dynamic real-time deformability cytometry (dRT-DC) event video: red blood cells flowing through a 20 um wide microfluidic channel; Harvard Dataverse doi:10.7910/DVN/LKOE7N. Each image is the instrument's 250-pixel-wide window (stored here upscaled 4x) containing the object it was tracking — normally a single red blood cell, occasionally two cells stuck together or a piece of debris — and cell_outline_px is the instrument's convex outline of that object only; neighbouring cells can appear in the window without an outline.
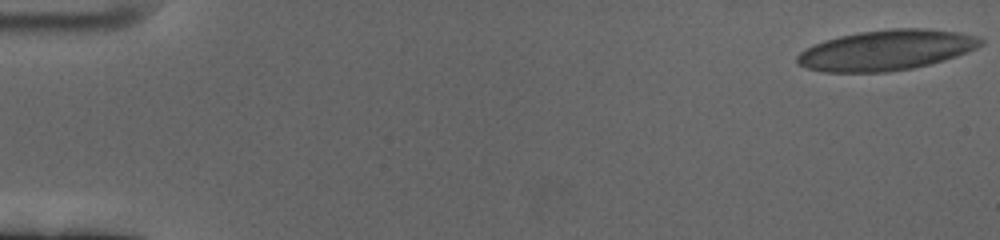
{"species": "human", "species_latin": "Homo sapiens", "temperature_condition": "cold", "stored_images_in_passage": 60, "camera_frame_rate_fps": 3000, "um_per_image_px": 0.085, "donor": {"sex": "female"}, "frame": {"image": 1, "passage_image": 1, "time_ms": 0.0, "image_size_px": [1000, 240], "cell_outline_px": [[984, 44], [976, 48], [956, 56], [944, 60], [912, 68], [888, 72], [824, 72], [808, 68], [800, 64], [796, 60], [796, 56], [800, 52], [812, 44], [824, 40], [840, 36], [860, 32], [888, 28], [924, 28], [960, 32], [980, 36], [984, 40]], "centroid_in_image_um": [75.36, 4.25], "position_along_channel_um": 9.6, "area_um2": 43.29}}
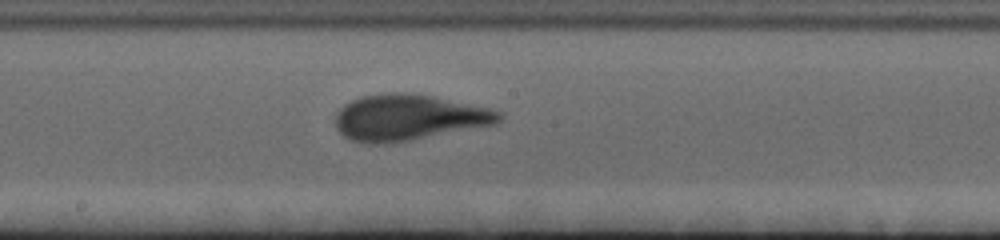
{"frame": {"image": 2, "passage_image": 33, "time_ms": 10.667, "image_size_px": [1000, 240], "cell_outline_px": [[504, 116], [496, 124], [392, 144], [368, 144], [348, 140], [336, 128], [336, 112], [344, 104], [360, 96], [392, 92], [408, 92], [432, 96], [488, 108], [504, 112]], "centroid_in_image_um": [34.71, 10.0], "position_along_channel_um": 213.5, "area_um2": 44.27}}
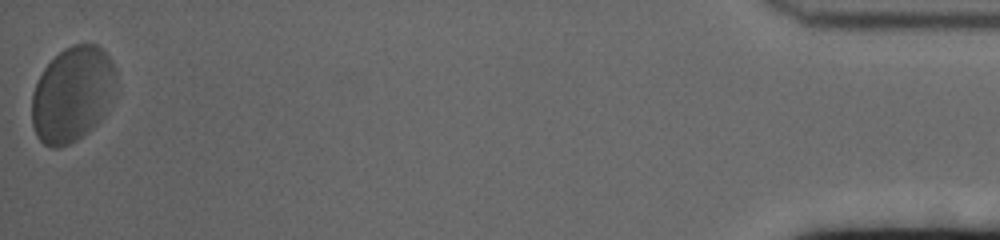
{"frame": {"image": 3, "passage_image": 60, "time_ms": 19.667, "image_size_px": [1000, 240], "cell_outline_px": [[116, 72], [112, 92], [104, 116], [92, 128], [76, 140], [60, 148], [52, 148], [44, 144], [36, 136], [32, 124], [32, 92], [44, 68], [64, 48], [72, 44], [96, 44], [112, 60], [116, 68]], "centroid_in_image_um": [6.13, 8.02], "position_along_channel_um": 429.1, "area_um2": 46.47}, "authors_computed_cell_mechanics": {"area_um2": 41.9339, "velocity_mm_per_s": 3.3522, "shape_relaxation_time_tau1_ms": 3.5112, "shape_relaxation_time_tau2_ms": 1.0724, "deformation_change_tau1": 0.1575, "deformation_change_tau2": 0.0745}}